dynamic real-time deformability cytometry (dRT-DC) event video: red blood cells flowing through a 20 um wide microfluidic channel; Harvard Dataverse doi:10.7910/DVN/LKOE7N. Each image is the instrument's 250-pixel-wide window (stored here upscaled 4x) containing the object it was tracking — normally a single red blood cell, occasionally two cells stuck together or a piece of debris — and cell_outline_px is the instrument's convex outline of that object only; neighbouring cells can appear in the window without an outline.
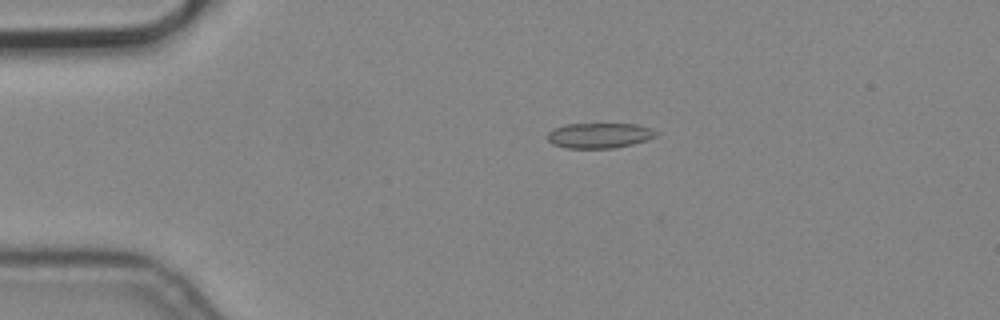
{"species": "common noctule bat (a hibernating species)", "species_latin": "Nyctalus noctula", "temperature_condition": "cold", "stored_images_in_passage": 6, "camera_frame_rate_fps": 3000, "um_per_image_px": 0.085, "animal": {"sex": "male", "body_mass_g": 19.2, "forearm_length_mm": 51.8}, "frame": {"image": 1, "passage_image": 3, "time_ms": 0.667, "image_size_px": [1000, 320], "cell_outline_px": [[656, 136], [632, 144], [612, 148], [564, 148], [552, 144], [548, 140], [548, 132], [552, 128], [564, 124], [636, 124], [648, 128], [656, 132]], "centroid_in_image_um": [50.86, 11.51], "position_along_channel_um": 34.1, "area_um2": 15.84}}
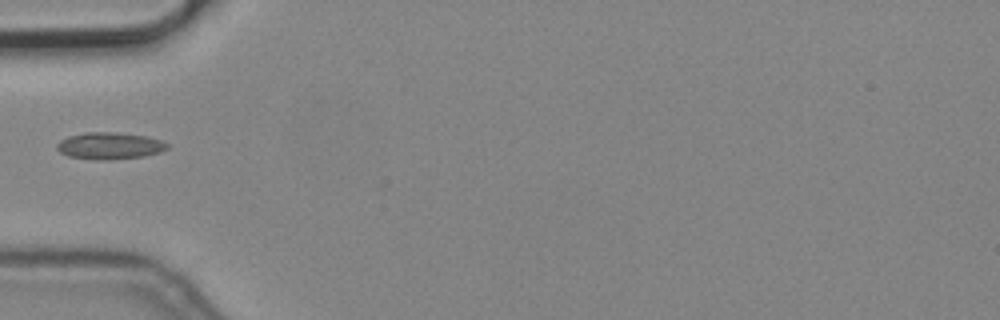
{"frame": {"image": 2, "passage_image": 5, "time_ms": 1.333, "image_size_px": [1000, 320], "cell_outline_px": [[168, 148], [160, 152], [144, 156], [112, 160], [96, 160], [68, 156], [60, 152], [56, 148], [56, 144], [60, 140], [68, 136], [84, 132], [116, 132], [144, 136], [160, 140], [168, 144]], "centroid_in_image_um": [9.28, 12.4], "position_along_channel_um": 75.7, "area_um2": 17.34}}